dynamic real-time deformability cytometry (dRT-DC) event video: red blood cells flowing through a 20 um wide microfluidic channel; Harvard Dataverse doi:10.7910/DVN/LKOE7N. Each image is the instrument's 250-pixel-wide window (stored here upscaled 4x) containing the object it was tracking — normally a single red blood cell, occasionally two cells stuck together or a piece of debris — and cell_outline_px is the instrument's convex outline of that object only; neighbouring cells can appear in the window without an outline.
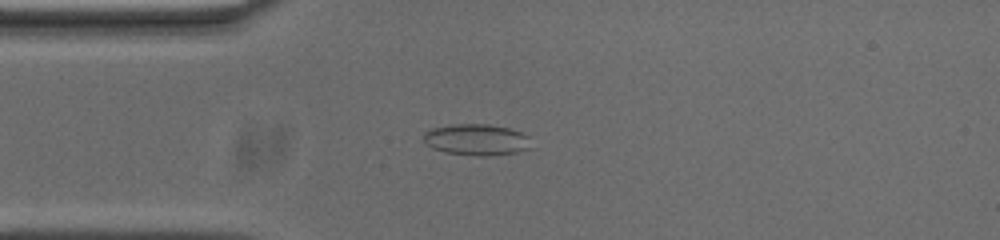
{"species": "common noctule bat (a hibernating species)", "species_latin": "Nyctalus noctula", "temperature_condition": "cold", "stored_images_in_passage": 42, "camera_frame_rate_fps": 3000, "um_per_image_px": 0.085, "animal": {"sex": "male", "body_mass_g": 20.0, "forearm_length_mm": 53.3}, "frame": {"image": 1, "passage_image": 1, "time_ms": 0.0, "image_size_px": [1000, 240], "cell_outline_px": [[528, 148], [516, 152], [488, 156], [476, 156], [444, 152], [432, 148], [424, 144], [424, 132], [432, 128], [452, 124], [488, 124], [508, 128], [520, 132], [528, 136]], "centroid_in_image_um": [40.43, 11.87], "position_along_channel_um": 44.6, "area_um2": 19.54}}
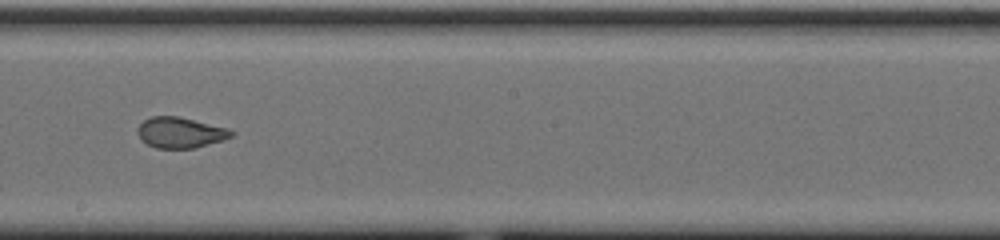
{"frame": {"image": 2, "passage_image": 17, "time_ms": 5.333, "image_size_px": [1000, 240], "cell_outline_px": [[236, 132], [232, 136], [196, 148], [156, 148], [140, 140], [136, 132], [136, 128], [144, 120], [152, 116], [180, 116], [228, 128]], "centroid_in_image_um": [15.29, 11.26], "position_along_channel_um": 232.9, "area_um2": 16.88}}
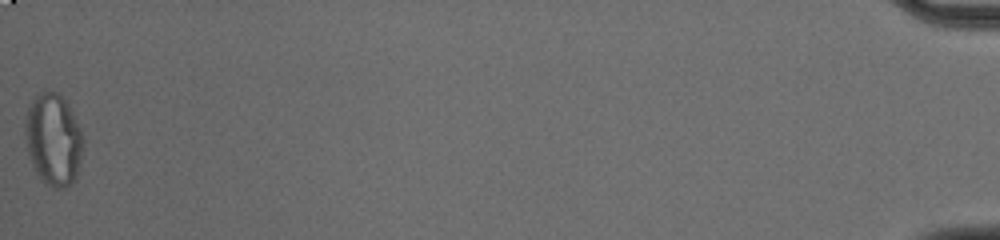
{"frame": {"image": 3, "passage_image": 42, "time_ms": 13.667, "image_size_px": [1000, 240], "cell_outline_px": [[84, 144], [80, 164], [76, 180], [64, 188], [56, 188], [40, 180], [32, 164], [28, 152], [24, 132], [24, 120], [28, 108], [32, 100], [36, 96], [44, 92], [56, 92], [64, 100], [72, 112], [80, 128]], "centroid_in_image_um": [4.54, 11.9], "position_along_channel_um": 430.7, "area_um2": 31.04}, "authors_computed_cell_mechanics": {"area_um2": 17.8024, "velocity_mm_per_s": 3.7087, "shape_relaxation_time_tau1_ms": null, "shape_relaxation_time_tau2_ms": 0.6453, "deformation_change_tau1": null, "deformation_change_tau2": 0.0535}}